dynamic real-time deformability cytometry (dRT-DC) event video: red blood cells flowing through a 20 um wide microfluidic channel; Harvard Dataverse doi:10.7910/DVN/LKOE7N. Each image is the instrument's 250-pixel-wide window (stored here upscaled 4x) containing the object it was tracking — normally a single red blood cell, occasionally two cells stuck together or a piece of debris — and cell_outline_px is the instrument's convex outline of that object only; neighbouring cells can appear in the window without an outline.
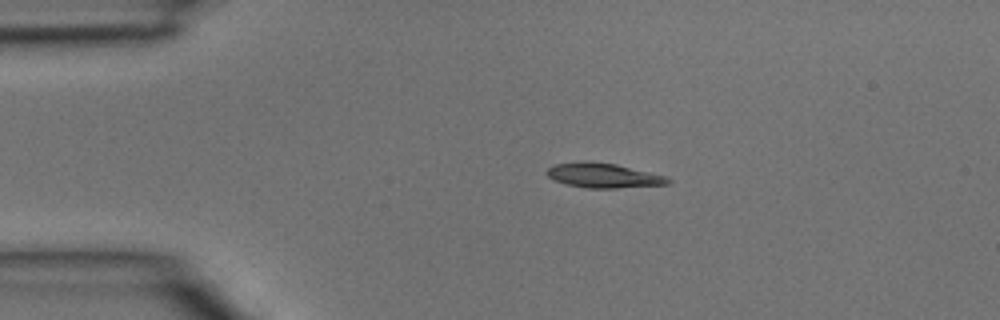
{"species": "common noctule bat (a hibernating species)", "species_latin": "Nyctalus noctula", "temperature_condition": "room temperature", "stored_images_in_passage": 2, "camera_frame_rate_fps": 3000, "um_per_image_px": 0.085, "animal": {"sex": "male", "body_mass_g": 15.6}, "frame": {"image": 1, "passage_image": 1, "time_ms": 0.0, "image_size_px": [1000, 320], "cell_outline_px": [[672, 180], [668, 184], [616, 188], [584, 188], [568, 184], [556, 180], [548, 176], [548, 168], [552, 164], [616, 164], [664, 176]], "centroid_in_image_um": [51.35, 14.96], "position_along_channel_um": 33.7, "area_um2": 16.3}}